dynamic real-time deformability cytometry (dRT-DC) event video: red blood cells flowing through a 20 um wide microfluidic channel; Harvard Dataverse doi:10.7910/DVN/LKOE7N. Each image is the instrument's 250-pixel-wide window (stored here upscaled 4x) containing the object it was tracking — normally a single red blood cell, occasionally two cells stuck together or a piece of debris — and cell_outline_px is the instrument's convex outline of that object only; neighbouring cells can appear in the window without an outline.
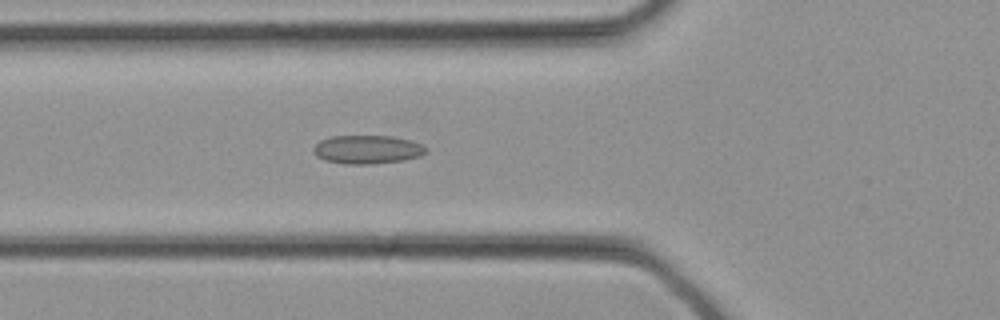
{"species": "common noctule bat (a hibernating species)", "species_latin": "Nyctalus noctula", "temperature_condition": "cold", "stored_images_in_passage": 23, "camera_frame_rate_fps": 3000, "um_per_image_px": 0.085, "animal": {"sex": "female", "body_mass_g": 21.9}, "frame": {"image": 1, "passage_image": 2, "time_ms": 0.333, "image_size_px": [1000, 320], "cell_outline_px": [[428, 152], [420, 156], [404, 160], [372, 164], [344, 164], [324, 160], [316, 156], [312, 152], [312, 148], [320, 140], [328, 136], [392, 136], [412, 140], [428, 148]], "centroid_in_image_um": [31.21, 12.71], "position_along_channel_um": 94.6, "area_um2": 19.02}}
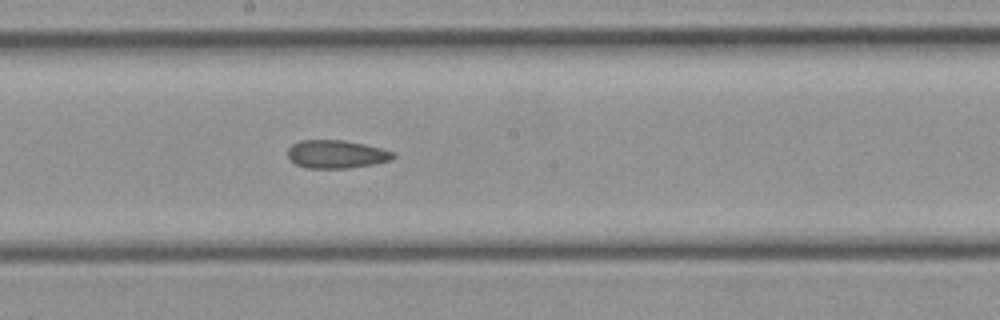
{"frame": {"image": 2, "passage_image": 8, "time_ms": 2.333, "image_size_px": [1000, 320], "cell_outline_px": [[396, 156], [392, 160], [372, 164], [348, 168], [308, 168], [296, 164], [288, 156], [288, 148], [292, 144], [300, 140], [344, 140], [364, 144], [380, 148], [392, 152]], "centroid_in_image_um": [28.58, 13.1], "position_along_channel_um": 219.6, "area_um2": 17.17}}
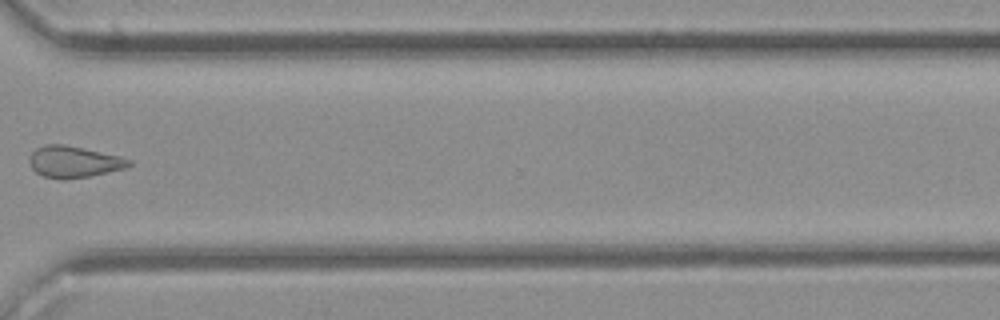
{"frame": {"image": 3, "passage_image": 15, "time_ms": 4.667, "image_size_px": [1000, 320], "cell_outline_px": [[132, 164], [124, 168], [88, 176], [68, 180], [60, 180], [44, 176], [36, 172], [28, 164], [28, 156], [36, 148], [44, 144], [64, 144], [84, 148], [120, 156], [132, 160]], "centroid_in_image_um": [6.22, 13.75], "position_along_channel_um": 364.4, "area_um2": 18.44}}